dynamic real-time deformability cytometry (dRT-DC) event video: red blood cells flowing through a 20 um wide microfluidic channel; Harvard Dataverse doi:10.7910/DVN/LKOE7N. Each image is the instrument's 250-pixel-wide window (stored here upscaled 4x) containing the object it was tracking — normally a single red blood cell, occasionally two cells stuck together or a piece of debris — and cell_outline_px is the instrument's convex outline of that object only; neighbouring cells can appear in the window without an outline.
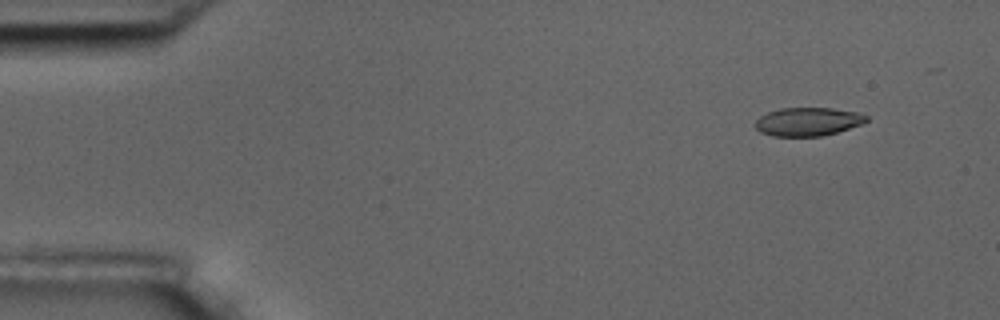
{"species": "common noctule bat (a hibernating species)", "species_latin": "Nyctalus noctula", "temperature_condition": "room temperature", "stored_images_in_passage": 5, "camera_frame_rate_fps": 3000, "um_per_image_px": 0.085, "animal": {"sex": "male", "body_mass_g": 17.5, "forearm_length_mm": 52.3}, "frame": {"image": 1, "passage_image": 5, "time_ms": 5.667, "image_size_px": [1000, 320], "cell_outline_px": [[868, 120], [864, 124], [836, 132], [820, 136], [772, 136], [760, 132], [756, 128], [756, 120], [760, 116], [768, 112], [780, 108], [832, 108], [856, 112], [868, 116]], "centroid_in_image_um": [68.68, 10.34], "position_along_channel_um": 16.3, "area_um2": 18.38}}